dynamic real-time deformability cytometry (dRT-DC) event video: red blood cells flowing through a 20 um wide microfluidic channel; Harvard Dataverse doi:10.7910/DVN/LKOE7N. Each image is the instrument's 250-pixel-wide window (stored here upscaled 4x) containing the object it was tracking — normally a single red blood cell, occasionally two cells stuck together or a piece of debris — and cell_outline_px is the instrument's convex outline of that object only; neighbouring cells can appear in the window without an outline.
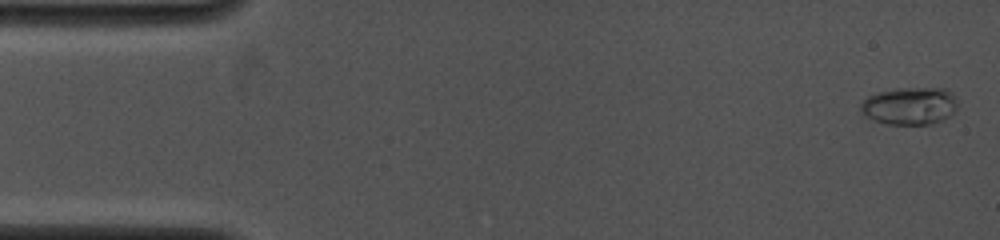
{"species": "common noctule bat (a hibernating species)", "species_latin": "Nyctalus noctula", "temperature_condition": "cold", "stored_images_in_passage": 9, "camera_frame_rate_fps": 4000, "um_per_image_px": 0.085, "animal": {"sex": "female", "body_mass_g": 19.0, "forearm_length_mm": 53.3}, "frame": {"image": 1, "passage_image": 1, "time_ms": 0.0, "image_size_px": [1000, 240], "cell_outline_px": [[956, 108], [948, 116], [932, 124], [888, 124], [864, 116], [860, 112], [860, 104], [868, 96], [876, 92], [896, 88], [944, 88], [952, 92], [956, 100]], "centroid_in_image_um": [77.29, 8.98], "position_along_channel_um": 7.7, "area_um2": 21.15}}
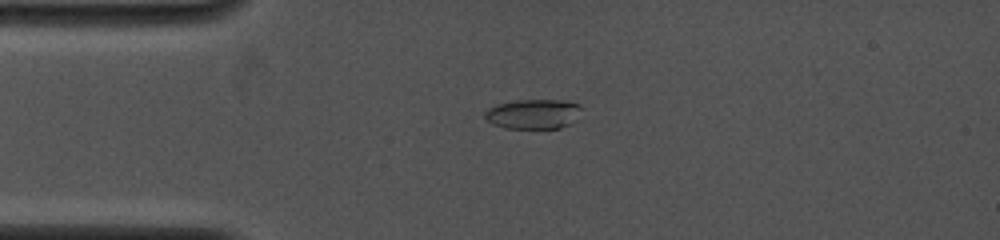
{"frame": {"image": 2, "passage_image": 8, "time_ms": 3.25, "image_size_px": [1000, 240], "cell_outline_px": [[580, 120], [572, 124], [560, 128], [504, 128], [492, 124], [484, 116], [484, 112], [488, 108], [496, 104], [516, 100], [564, 100], [580, 104]], "centroid_in_image_um": [45.38, 9.69], "position_along_channel_um": 39.6, "area_um2": 17.11}}